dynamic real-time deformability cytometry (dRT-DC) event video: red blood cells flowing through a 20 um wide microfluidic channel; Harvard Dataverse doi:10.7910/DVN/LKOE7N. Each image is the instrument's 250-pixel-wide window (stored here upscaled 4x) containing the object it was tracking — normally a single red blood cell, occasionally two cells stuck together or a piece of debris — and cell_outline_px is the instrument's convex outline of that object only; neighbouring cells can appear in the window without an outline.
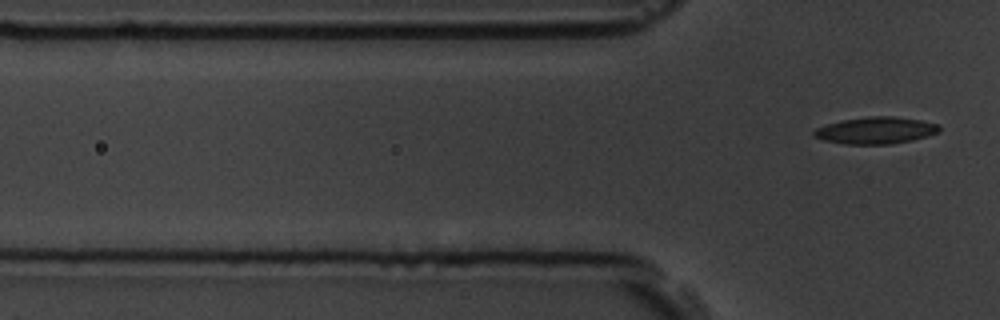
{"species": "common noctule bat (a hibernating species)", "species_latin": "Nyctalus noctula", "temperature_condition": "room temperature", "stored_images_in_passage": 6, "camera_frame_rate_fps": 3000, "um_per_image_px": 0.085, "animal": {"sex": "male", "body_mass_g": 19.5, "forearm_length_mm": 54.6}, "frame": {"image": 1, "passage_image": 6, "time_ms": 6.667, "image_size_px": [1000, 320], "cell_outline_px": [[940, 132], [928, 136], [912, 140], [888, 144], [844, 144], [824, 140], [812, 136], [812, 132], [816, 128], [828, 124], [844, 120], [868, 116], [892, 116], [920, 120], [940, 124]], "centroid_in_image_um": [74.46, 11.08], "position_along_channel_um": 51.3, "area_um2": 19.59}}